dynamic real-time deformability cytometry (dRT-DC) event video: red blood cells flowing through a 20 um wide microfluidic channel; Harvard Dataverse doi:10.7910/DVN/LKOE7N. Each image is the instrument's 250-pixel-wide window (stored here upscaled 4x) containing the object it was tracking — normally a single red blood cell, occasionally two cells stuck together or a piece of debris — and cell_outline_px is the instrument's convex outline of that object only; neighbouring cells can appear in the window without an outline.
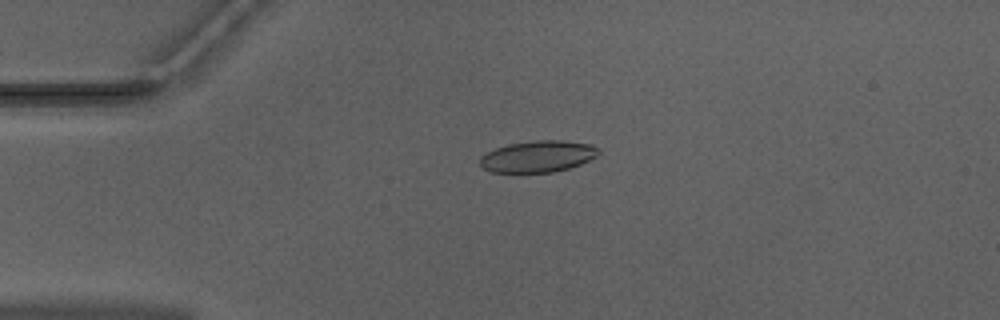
{"species": "Egyptian fruit bat (a non-hibernating species)", "species_latin": "Rousettus aegyptiacus", "temperature_condition": "warm", "stored_images_in_passage": 51, "camera_frame_rate_fps": 3000, "um_per_image_px": 0.085, "animal": {"sex": "male"}, "frame": {"image": 1, "passage_image": 12, "time_ms": 3.667, "image_size_px": [1000, 320], "cell_outline_px": [[600, 152], [596, 156], [580, 164], [568, 168], [552, 172], [492, 172], [484, 168], [480, 164], [480, 156], [496, 148], [508, 144], [536, 140], [560, 140], [592, 144], [600, 148]], "centroid_in_image_um": [45.74, 13.28], "position_along_channel_um": 39.3, "area_um2": 21.68}}
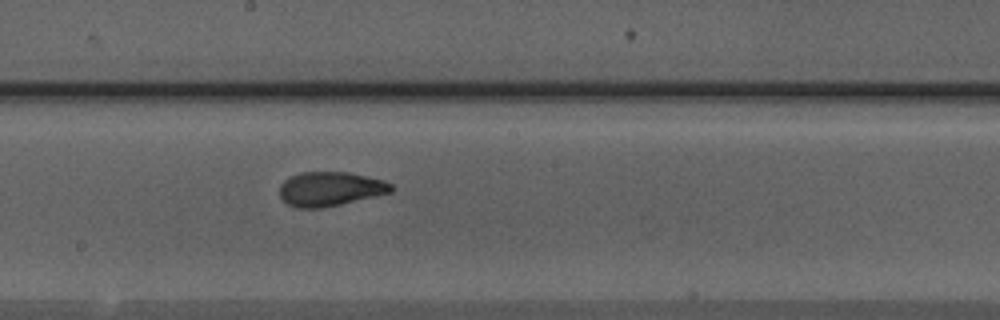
{"frame": {"image": 2, "passage_image": 28, "time_ms": 9.0, "image_size_px": [1000, 320], "cell_outline_px": [[392, 192], [340, 204], [320, 208], [296, 208], [288, 204], [280, 196], [280, 184], [284, 180], [300, 172], [348, 172], [384, 180], [392, 184]], "centroid_in_image_um": [28.05, 16.05], "position_along_channel_um": 220.1, "area_um2": 22.14}}
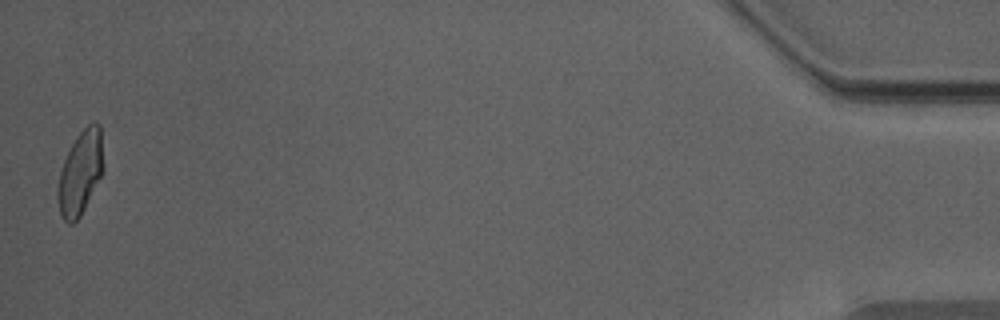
{"frame": {"image": 3, "passage_image": 51, "time_ms": 16.667, "image_size_px": [1000, 320], "cell_outline_px": [[104, 168], [80, 216], [72, 224], [68, 224], [60, 216], [56, 192], [56, 188], [60, 172], [64, 160], [76, 136], [92, 120], [96, 120], [100, 124], [104, 164]], "centroid_in_image_um": [6.82, 14.65], "position_along_channel_um": 428.4, "area_um2": 22.31}, "authors_computed_cell_mechanics": {"area_um2": 22.253, "velocity_mm_per_s": 3.9802, "shape_relaxation_time_tau1_ms": 4.0769, "shape_relaxation_time_tau2_ms": 0.9999, "deformation_change_tau1": 0.1614, "deformation_change_tau2": 0.0812}}